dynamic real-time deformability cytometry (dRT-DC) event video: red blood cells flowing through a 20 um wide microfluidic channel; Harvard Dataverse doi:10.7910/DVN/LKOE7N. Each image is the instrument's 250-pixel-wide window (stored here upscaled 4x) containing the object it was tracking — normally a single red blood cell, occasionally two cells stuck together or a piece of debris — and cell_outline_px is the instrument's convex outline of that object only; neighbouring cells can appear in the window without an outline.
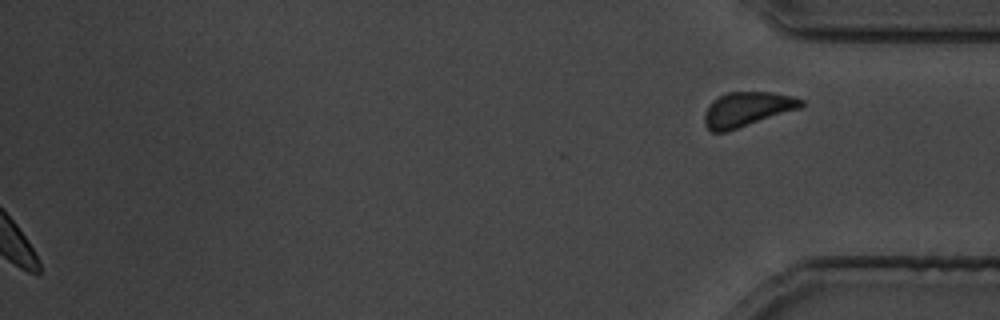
{"species": "common noctule bat (a hibernating species)", "species_latin": "Nyctalus noctula", "temperature_condition": "cold", "stored_images_in_passage": 28, "segment_of_instrument_passage": [2, 2], "camera_frame_rate_fps": 3000, "um_per_image_px": 0.085, "animal": {"sex": "male", "body_mass_g": 19.5, "forearm_length_mm": 54.6}, "frame": {"image": 1, "passage_image": 28, "time_ms": 33.667, "image_size_px": [1000, 320], "cell_outline_px": [[804, 104], [800, 108], [724, 132], [712, 132], [704, 124], [704, 112], [712, 100], [728, 92], [772, 92], [792, 96], [804, 100]], "centroid_in_image_um": [63.48, 9.27], "position_along_channel_um": 371.7, "area_um2": 19.25}}